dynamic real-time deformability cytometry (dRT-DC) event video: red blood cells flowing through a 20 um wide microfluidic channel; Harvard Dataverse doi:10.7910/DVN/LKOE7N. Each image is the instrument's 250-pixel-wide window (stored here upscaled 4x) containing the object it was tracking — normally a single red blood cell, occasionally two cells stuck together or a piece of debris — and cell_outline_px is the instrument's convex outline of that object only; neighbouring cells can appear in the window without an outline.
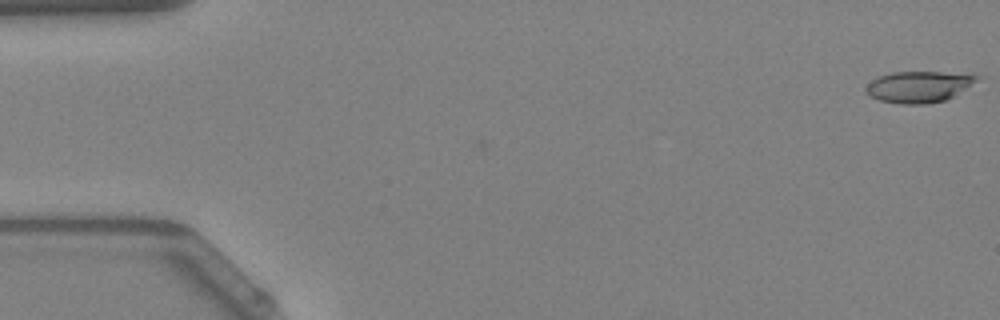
{"species": "Egyptian fruit bat (a non-hibernating species)", "species_latin": "Rousettus aegyptiacus", "temperature_condition": "warm", "stored_images_in_passage": 2, "camera_frame_rate_fps": 3000, "um_per_image_px": 0.085, "animal": {"sex": "female"}, "frame": {"image": 1, "passage_image": 2, "time_ms": 0.333, "image_size_px": [1000, 320], "cell_outline_px": [[980, 80], [952, 96], [944, 100], [924, 104], [900, 104], [880, 100], [868, 96], [864, 92], [868, 84], [872, 80], [880, 76], [892, 72], [972, 72], [980, 76]], "centroid_in_image_um": [78.14, 7.35], "position_along_channel_um": 6.9, "area_um2": 20.46}}